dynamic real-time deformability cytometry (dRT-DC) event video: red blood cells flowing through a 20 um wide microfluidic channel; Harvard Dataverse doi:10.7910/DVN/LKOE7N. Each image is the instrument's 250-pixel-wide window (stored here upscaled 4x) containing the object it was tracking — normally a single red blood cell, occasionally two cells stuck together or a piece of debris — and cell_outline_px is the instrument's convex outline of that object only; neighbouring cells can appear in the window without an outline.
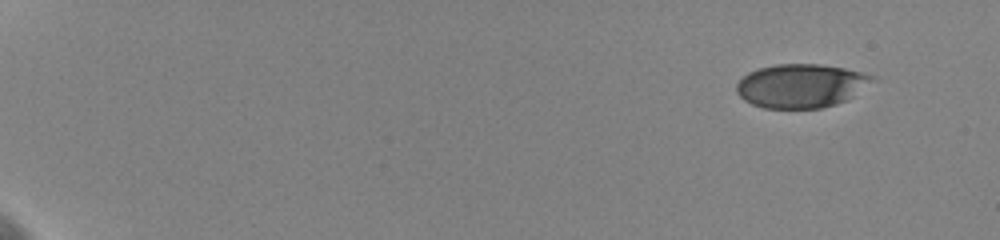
{"species": "human", "species_latin": "Homo sapiens", "temperature_condition": "cold", "stored_images_in_passage": 55, "camera_frame_rate_fps": 3000, "um_per_image_px": 0.085, "donor": {"sex": "female"}, "frame": {"image": 1, "passage_image": 1, "time_ms": 0.0, "image_size_px": [1000, 240], "cell_outline_px": [[876, 80], [848, 100], [836, 104], [820, 108], [764, 108], [752, 104], [744, 100], [736, 92], [736, 84], [748, 72], [756, 68], [776, 64], [820, 64], [844, 68], [876, 76]], "centroid_in_image_um": [68.1, 7.29], "position_along_channel_um": 16.9, "area_um2": 34.85}}
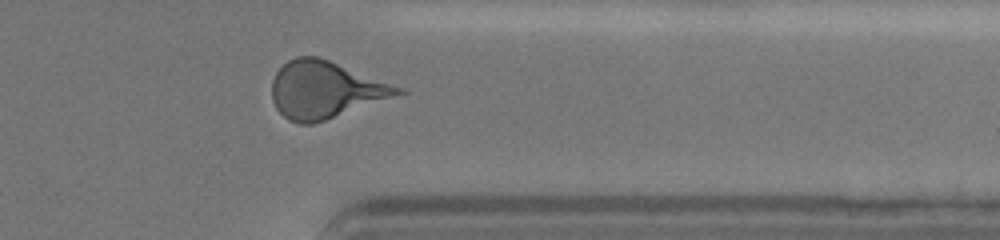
{"frame": {"image": 2, "passage_image": 46, "time_ms": 15.0, "image_size_px": [1000, 240], "cell_outline_px": [[408, 92], [312, 124], [300, 124], [288, 120], [276, 108], [272, 100], [272, 80], [276, 72], [288, 60], [296, 56], [316, 56], [328, 60], [404, 88]], "centroid_in_image_um": [27.62, 7.63], "position_along_channel_um": 383.8, "area_um2": 41.5}}
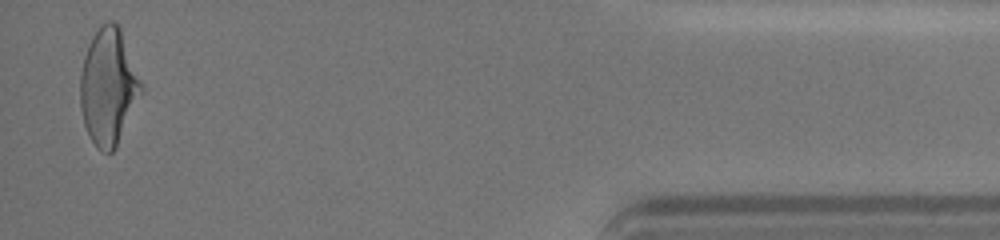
{"frame": {"image": 3, "passage_image": 54, "time_ms": 17.667, "image_size_px": [1000, 240], "cell_outline_px": [[144, 88], [116, 148], [112, 152], [100, 152], [96, 148], [84, 124], [80, 108], [80, 72], [84, 56], [88, 44], [92, 36], [100, 24], [108, 20], [112, 20], [120, 28]], "centroid_in_image_um": [9.2, 7.37], "position_along_channel_um": 426.0, "area_um2": 41.38}, "authors_computed_cell_mechanics": {"area_um2": 39.9976, "velocity_mm_per_s": 3.6072, "shape_relaxation_time_tau1_ms": 4.083, "shape_relaxation_time_tau2_ms": 0.9453, "deformation_change_tau1": 0.1663, "deformation_change_tau2": 0.0816}}